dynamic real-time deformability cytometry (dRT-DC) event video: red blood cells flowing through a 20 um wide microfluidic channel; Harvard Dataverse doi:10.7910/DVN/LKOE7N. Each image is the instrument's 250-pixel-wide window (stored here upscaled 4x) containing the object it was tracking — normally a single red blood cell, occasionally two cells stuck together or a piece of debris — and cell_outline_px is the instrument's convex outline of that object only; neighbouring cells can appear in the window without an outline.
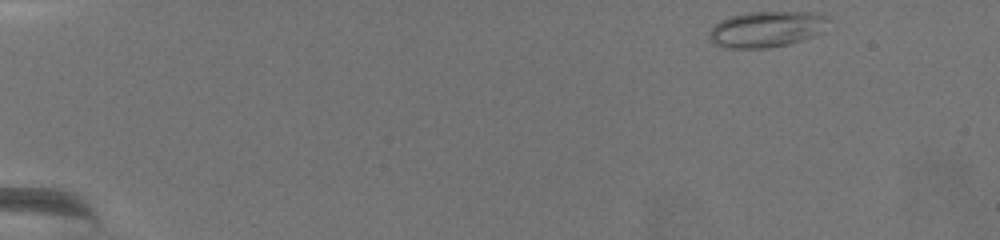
{"species": "common noctule bat (a hibernating species)", "species_latin": "Nyctalus noctula", "temperature_condition": "warm", "stored_images_in_passage": 59, "camera_frame_rate_fps": 3000, "um_per_image_px": 0.085, "animal": {"sex": "female", "body_mass_g": 19.5, "forearm_length_mm": 54.1}, "frame": {"image": 1, "passage_image": 1, "time_ms": 0.0, "image_size_px": [1000, 240], "cell_outline_px": [[828, 20], [824, 32], [788, 44], [768, 48], [724, 48], [708, 40], [708, 32], [720, 20], [728, 16], [748, 12], [820, 12], [828, 16]], "centroid_in_image_um": [65.15, 2.47], "position_along_channel_um": 19.9, "area_um2": 25.26}}
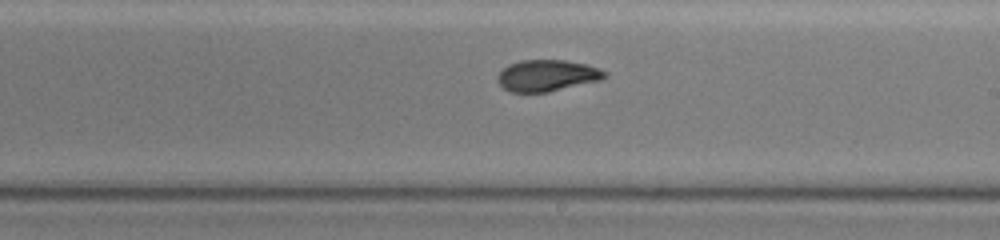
{"frame": {"image": 2, "passage_image": 38, "time_ms": 12.333, "image_size_px": [1000, 240], "cell_outline_px": [[608, 76], [600, 80], [548, 92], [508, 92], [496, 80], [496, 76], [508, 64], [520, 60], [564, 60], [584, 64], [600, 68], [608, 72]], "centroid_in_image_um": [46.49, 6.42], "position_along_channel_um": 242.5, "area_um2": 19.71}}
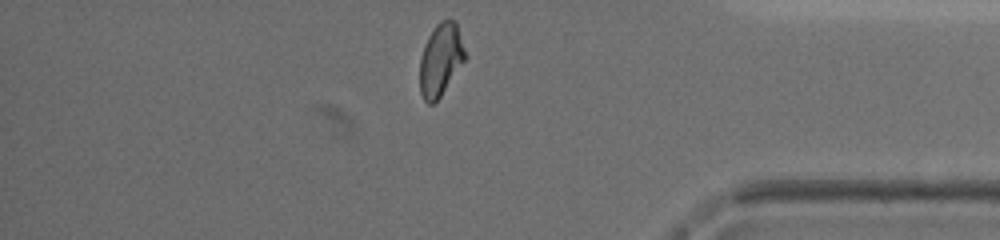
{"frame": {"image": 3, "passage_image": 56, "time_ms": 18.333, "image_size_px": [1000, 240], "cell_outline_px": [[468, 56], [440, 96], [432, 104], [428, 104], [424, 100], [420, 92], [420, 60], [424, 44], [428, 36], [436, 24], [440, 20], [456, 20]], "centroid_in_image_um": [37.47, 5.04], "position_along_channel_um": 397.7, "area_um2": 19.25}, "authors_computed_cell_mechanics": {"area_um2": 20.0566, "velocity_mm_per_s": 2.917, "shape_relaxation_time_tau1_ms": null, "shape_relaxation_time_tau2_ms": 3.1887, "deformation_change_tau1": null, "deformation_change_tau2": 0.0749}}